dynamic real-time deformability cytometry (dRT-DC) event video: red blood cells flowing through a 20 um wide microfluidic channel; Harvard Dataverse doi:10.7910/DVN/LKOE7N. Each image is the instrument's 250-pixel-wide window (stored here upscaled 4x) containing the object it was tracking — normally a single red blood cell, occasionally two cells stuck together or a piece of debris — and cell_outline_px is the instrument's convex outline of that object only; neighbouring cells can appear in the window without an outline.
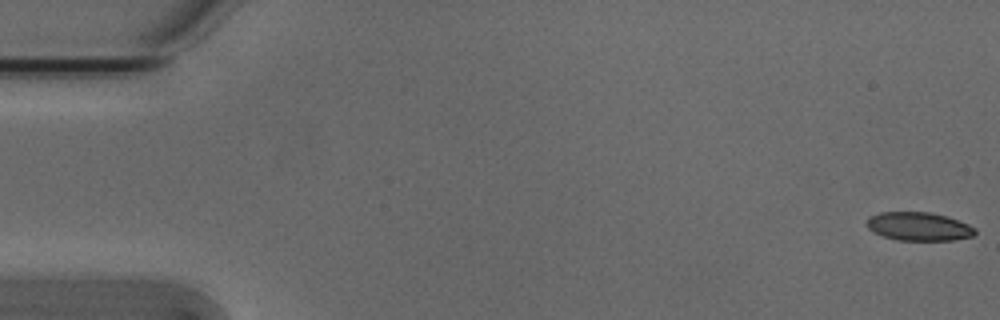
{"species": "Egyptian fruit bat (a non-hibernating species)", "species_latin": "Rousettus aegyptiacus", "temperature_condition": "cold", "stored_images_in_passage": 16, "camera_frame_rate_fps": 3000, "um_per_image_px": 0.085, "animal": {"sex": "male"}, "frame": {"image": 1, "passage_image": 1, "time_ms": 0.0, "image_size_px": [1000, 320], "cell_outline_px": [[976, 232], [972, 236], [952, 240], [896, 240], [872, 232], [864, 224], [868, 216], [880, 212], [928, 212], [948, 216], [968, 224], [976, 228]], "centroid_in_image_um": [78.05, 19.24], "position_along_channel_um": 6.9, "area_um2": 18.15}}
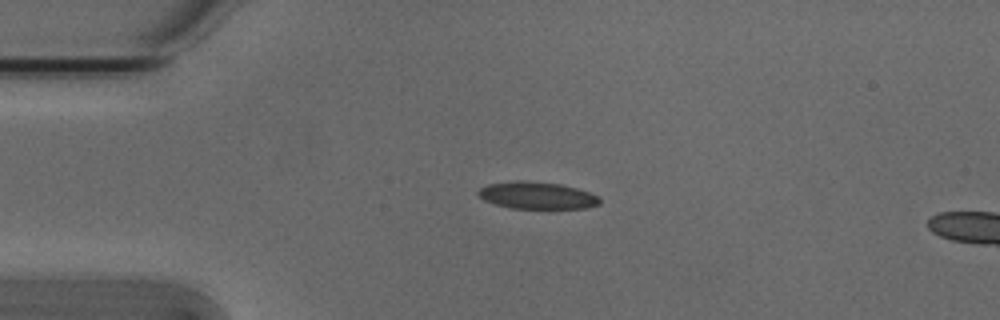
{"frame": {"image": 2, "passage_image": 13, "time_ms": 4.0, "image_size_px": [1000, 320], "cell_outline_px": [[600, 204], [588, 208], [512, 208], [496, 204], [484, 200], [476, 192], [480, 188], [488, 184], [516, 180], [520, 180], [560, 184], [576, 188], [588, 192], [596, 196], [600, 200]], "centroid_in_image_um": [45.63, 16.61], "position_along_channel_um": 39.4, "area_um2": 18.96}}